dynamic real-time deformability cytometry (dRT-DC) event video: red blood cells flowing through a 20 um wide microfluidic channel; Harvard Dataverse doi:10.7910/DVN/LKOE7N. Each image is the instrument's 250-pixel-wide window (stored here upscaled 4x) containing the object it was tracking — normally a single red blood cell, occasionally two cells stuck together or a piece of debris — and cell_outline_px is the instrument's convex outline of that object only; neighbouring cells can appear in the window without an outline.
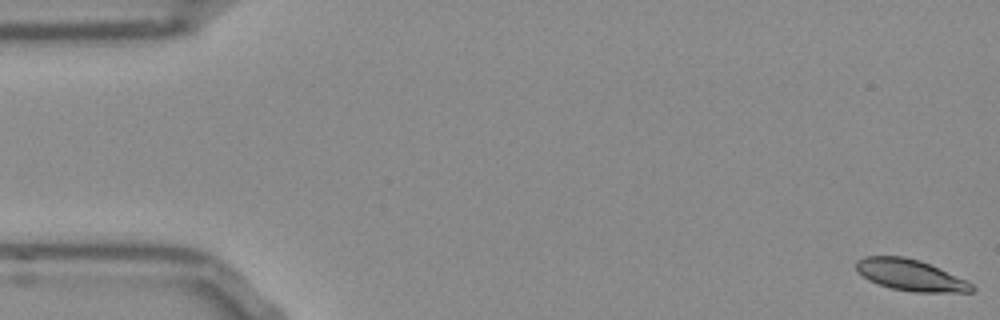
{"species": "Egyptian fruit bat (a non-hibernating species)", "species_latin": "Rousettus aegyptiacus", "temperature_condition": "room temperature", "stored_images_in_passage": 54, "camera_frame_rate_fps": 3000, "um_per_image_px": 0.085, "frame": {"image": 1, "passage_image": 1, "time_ms": 0.0, "image_size_px": [1000, 320], "cell_outline_px": [[976, 288], [972, 292], [912, 292], [892, 288], [868, 280], [856, 272], [856, 260], [864, 256], [904, 256], [920, 260], [964, 280], [972, 284]], "centroid_in_image_um": [77.33, 23.38], "position_along_channel_um": 7.7, "area_um2": 20.92}}
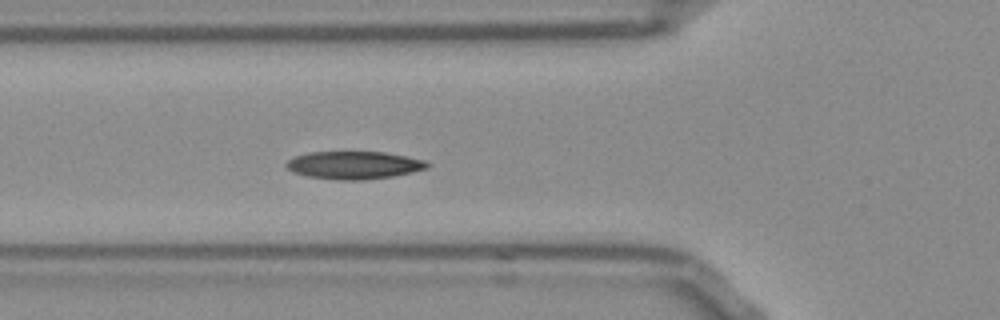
{"frame": {"image": 2, "passage_image": 19, "time_ms": 6.0, "image_size_px": [1000, 320], "cell_outline_px": [[432, 164], [428, 168], [412, 172], [392, 176], [364, 180], [336, 180], [308, 176], [292, 172], [284, 164], [288, 160], [296, 156], [308, 152], [384, 152], [424, 160]], "centroid_in_image_um": [30.09, 14.04], "position_along_channel_um": 95.7, "area_um2": 22.77}}
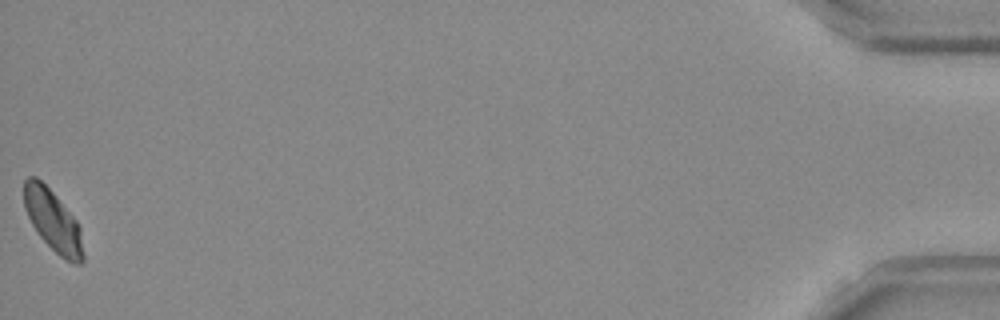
{"frame": {"image": 3, "passage_image": 54, "time_ms": 17.667, "image_size_px": [1000, 320], "cell_outline_px": [[84, 260], [80, 264], [72, 264], [64, 260], [40, 236], [32, 224], [24, 208], [24, 180], [28, 176], [36, 176], [52, 192], [76, 220], [80, 228], [84, 252]], "centroid_in_image_um": [4.51, 18.79], "position_along_channel_um": 430.7, "area_um2": 21.04}, "authors_computed_cell_mechanics": {"area_um2": 21.7617, "velocity_mm_per_s": 3.7553, "shape_relaxation_time_tau1_ms": 6.1112, "shape_relaxation_time_tau2_ms": null, "deformation_change_tau1": 0.1324, "deformation_change_tau2": null}}